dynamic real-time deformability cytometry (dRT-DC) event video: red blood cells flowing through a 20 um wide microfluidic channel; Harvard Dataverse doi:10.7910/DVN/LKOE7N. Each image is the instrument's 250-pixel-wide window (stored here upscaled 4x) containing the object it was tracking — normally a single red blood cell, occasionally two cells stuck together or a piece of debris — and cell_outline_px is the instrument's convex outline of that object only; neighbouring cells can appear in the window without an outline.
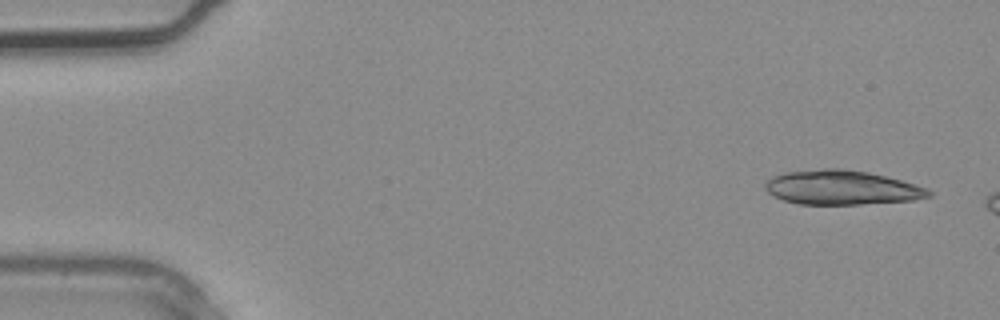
{"species": "common noctule bat (a hibernating species)", "species_latin": "Nyctalus noctula", "temperature_condition": "warm", "stored_images_in_passage": 2, "camera_frame_rate_fps": 3000, "um_per_image_px": 0.085, "animal": {"sex": "male", "body_mass_g": 20.4}, "frame": {"image": 1, "passage_image": 1, "time_ms": 0.0, "image_size_px": [1000, 320], "cell_outline_px": [[932, 196], [916, 200], [860, 204], [796, 204], [772, 196], [764, 188], [764, 184], [772, 176], [784, 172], [824, 168], [840, 168], [868, 172], [900, 180], [928, 188], [932, 192]], "centroid_in_image_um": [71.53, 15.94], "position_along_channel_um": 13.5, "area_um2": 32.89}}